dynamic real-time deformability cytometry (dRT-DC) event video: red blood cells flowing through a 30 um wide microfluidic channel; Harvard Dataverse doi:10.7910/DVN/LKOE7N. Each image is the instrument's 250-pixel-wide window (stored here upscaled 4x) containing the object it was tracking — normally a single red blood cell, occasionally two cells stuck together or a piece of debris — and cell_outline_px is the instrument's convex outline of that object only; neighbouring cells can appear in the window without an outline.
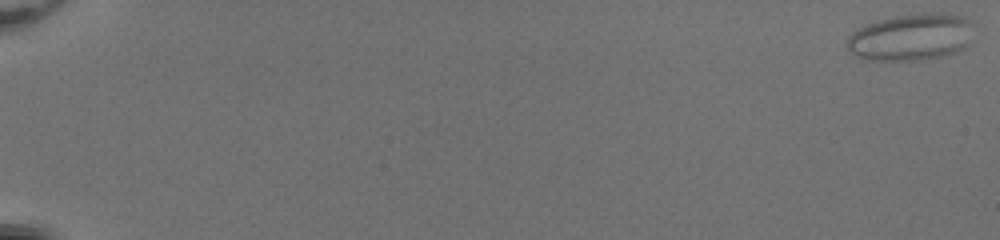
{"species": "common noctule bat (a hibernating species)", "species_latin": "Nyctalus noctula", "temperature_condition": "room temperature", "stored_images_in_passage": 53, "camera_frame_rate_fps": 3000, "um_per_image_px": 0.085, "animal": {"sex": "female", "body_mass_g": 20.0, "forearm_length_mm": 54.0}, "frame": {"image": 1, "passage_image": 1, "time_ms": 0.0, "image_size_px": [1000, 240], "cell_outline_px": [[972, 24], [968, 44], [964, 48], [956, 52], [940, 56], [916, 60], [864, 60], [856, 56], [848, 48], [848, 36], [852, 32], [868, 24], [880, 20], [896, 16], [924, 12], [944, 12], [964, 16], [972, 20]], "centroid_in_image_um": [77.47, 3.14], "position_along_channel_um": 7.5, "area_um2": 34.56}}
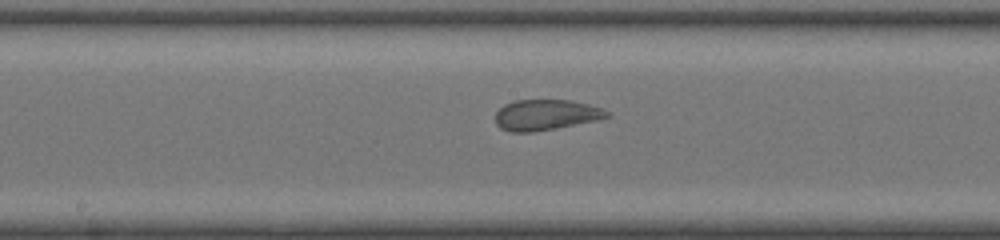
{"frame": {"image": 2, "passage_image": 31, "time_ms": 10.0, "image_size_px": [1000, 240], "cell_outline_px": [[608, 116], [600, 120], [556, 128], [532, 132], [512, 132], [500, 128], [496, 124], [496, 112], [504, 104], [516, 100], [568, 100], [588, 104], [600, 108], [608, 112]], "centroid_in_image_um": [46.37, 9.77], "position_along_channel_um": 201.8, "area_um2": 19.83}}
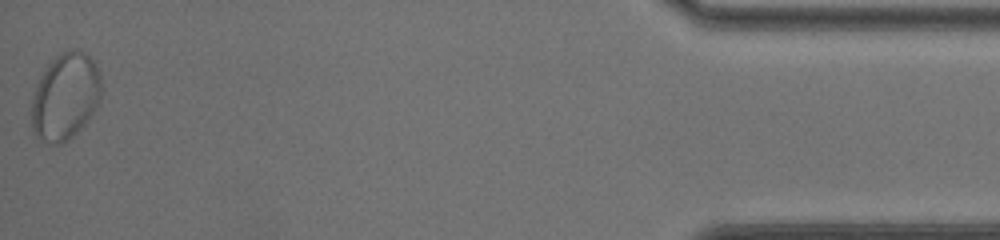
{"frame": {"image": 3, "passage_image": 53, "time_ms": 17.333, "image_size_px": [1000, 240], "cell_outline_px": [[100, 100], [88, 120], [72, 136], [60, 144], [48, 144], [36, 136], [32, 132], [32, 100], [40, 76], [48, 64], [60, 52], [72, 48], [84, 52], [92, 60], [100, 76]], "centroid_in_image_um": [5.53, 8.21], "position_along_channel_um": 429.7, "area_um2": 34.97}}